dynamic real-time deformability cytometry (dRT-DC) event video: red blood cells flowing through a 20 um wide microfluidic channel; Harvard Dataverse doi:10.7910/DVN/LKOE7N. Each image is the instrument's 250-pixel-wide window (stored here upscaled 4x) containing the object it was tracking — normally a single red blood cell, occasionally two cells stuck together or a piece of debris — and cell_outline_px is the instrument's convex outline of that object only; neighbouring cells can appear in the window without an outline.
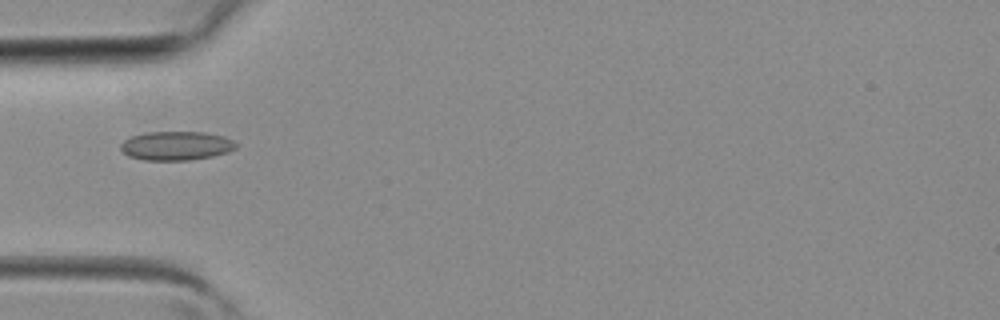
{"species": "common noctule bat (a hibernating species)", "species_latin": "Nyctalus noctula", "temperature_condition": "room temperature", "stored_images_in_passage": 3, "camera_frame_rate_fps": 3000, "um_per_image_px": 0.085, "animal": {"sex": "female", "body_mass_g": 19.3, "forearm_length_mm": 54.1}, "frame": {"image": 1, "passage_image": 3, "time_ms": 0.667, "image_size_px": [1000, 320], "cell_outline_px": [[236, 148], [228, 152], [212, 156], [188, 160], [144, 160], [128, 156], [120, 148], [120, 144], [124, 140], [132, 136], [148, 132], [204, 132], [224, 136], [232, 140], [236, 144]], "centroid_in_image_um": [14.97, 12.39], "position_along_channel_um": 70.0, "area_um2": 19.36}}